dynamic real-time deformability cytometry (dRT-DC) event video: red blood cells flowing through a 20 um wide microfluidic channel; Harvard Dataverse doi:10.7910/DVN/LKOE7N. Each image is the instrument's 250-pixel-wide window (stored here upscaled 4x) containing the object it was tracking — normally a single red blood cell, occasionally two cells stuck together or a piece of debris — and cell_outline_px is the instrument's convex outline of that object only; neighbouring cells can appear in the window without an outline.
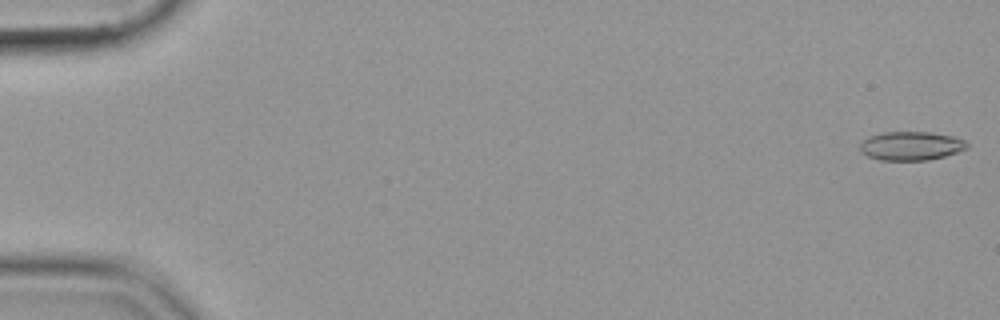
{"species": "common noctule bat (a hibernating species)", "species_latin": "Nyctalus noctula", "temperature_condition": "cold", "stored_images_in_passage": 55, "camera_frame_rate_fps": 3000, "um_per_image_px": 0.085, "animal": {"sex": "female", "body_mass_g": 19.9}, "frame": {"image": 1, "passage_image": 1, "time_ms": 0.0, "image_size_px": [1000, 320], "cell_outline_px": [[968, 148], [944, 156], [928, 160], [880, 160], [868, 156], [860, 152], [860, 144], [868, 136], [884, 132], [932, 132], [952, 136], [964, 140], [968, 144]], "centroid_in_image_um": [77.42, 12.4], "position_along_channel_um": 7.6, "area_um2": 17.92}}
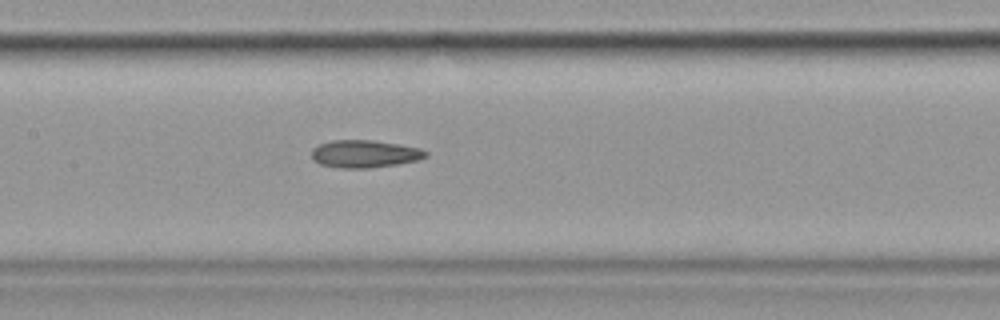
{"frame": {"image": 2, "passage_image": 27, "time_ms": 8.667, "image_size_px": [1000, 320], "cell_outline_px": [[428, 156], [416, 160], [396, 164], [368, 168], [340, 168], [320, 164], [312, 156], [312, 148], [320, 144], [332, 140], [372, 140], [400, 144], [420, 148], [428, 152]], "centroid_in_image_um": [31.01, 13.07], "position_along_channel_um": 176.4, "area_um2": 18.21}}
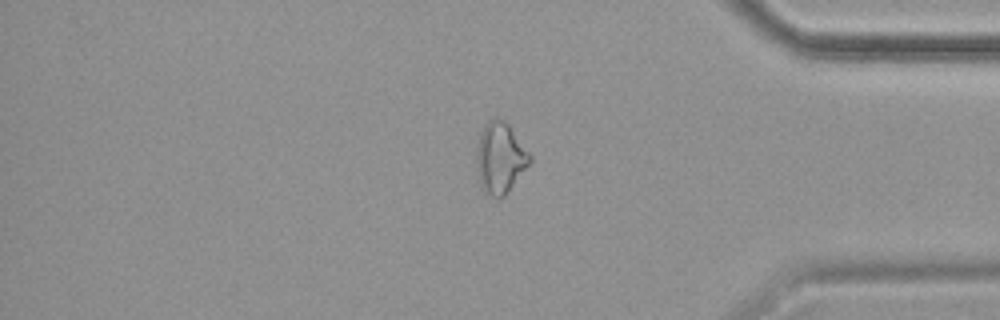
{"frame": {"image": 3, "passage_image": 46, "time_ms": 15.0, "image_size_px": [1000, 320], "cell_outline_px": [[532, 160], [504, 196], [492, 196], [484, 192], [480, 184], [476, 168], [476, 148], [480, 132], [484, 124], [488, 120], [496, 116], [504, 120], [508, 124], [532, 156]], "centroid_in_image_um": [42.48, 13.38], "position_along_channel_um": 392.7, "area_um2": 22.02}}